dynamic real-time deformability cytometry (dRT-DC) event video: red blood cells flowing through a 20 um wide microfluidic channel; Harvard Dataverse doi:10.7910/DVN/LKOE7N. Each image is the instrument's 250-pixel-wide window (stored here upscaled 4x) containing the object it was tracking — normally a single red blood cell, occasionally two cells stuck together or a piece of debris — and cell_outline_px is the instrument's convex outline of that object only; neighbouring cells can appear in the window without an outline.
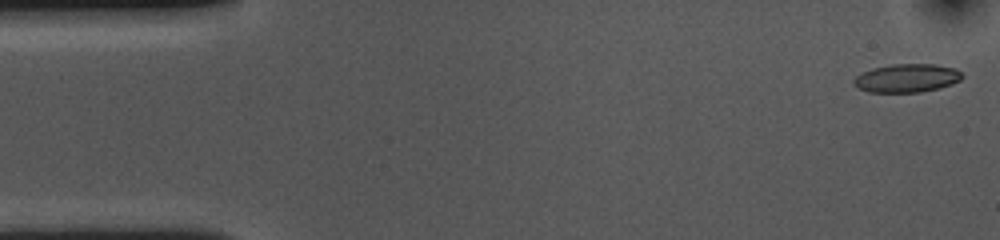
{"species": "common noctule bat (a hibernating species)", "species_latin": "Nyctalus noctula", "temperature_condition": "cold", "stored_images_in_passage": 54, "camera_frame_rate_fps": 3000, "um_per_image_px": 0.085, "animal": {"sex": "female", "body_mass_g": 10.0, "forearm_length_mm": 53.1}, "frame": {"image": 1, "passage_image": 1, "time_ms": 0.0, "image_size_px": [1000, 240], "cell_outline_px": [[964, 76], [960, 80], [952, 84], [940, 88], [920, 92], [868, 92], [852, 84], [852, 80], [856, 76], [872, 68], [892, 64], [936, 64], [956, 68]], "centroid_in_image_um": [77.1, 6.63], "position_along_channel_um": 7.9, "area_um2": 18.03}}
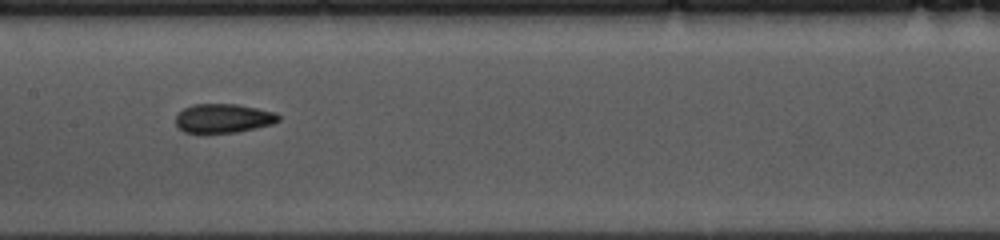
{"frame": {"image": 2, "passage_image": 25, "time_ms": 8.0, "image_size_px": [1000, 240], "cell_outline_px": [[280, 120], [272, 124], [236, 132], [184, 132], [176, 124], [176, 116], [184, 108], [192, 104], [236, 104], [276, 112], [280, 116]], "centroid_in_image_um": [19.0, 10.04], "position_along_channel_um": 188.4, "area_um2": 17.17}}
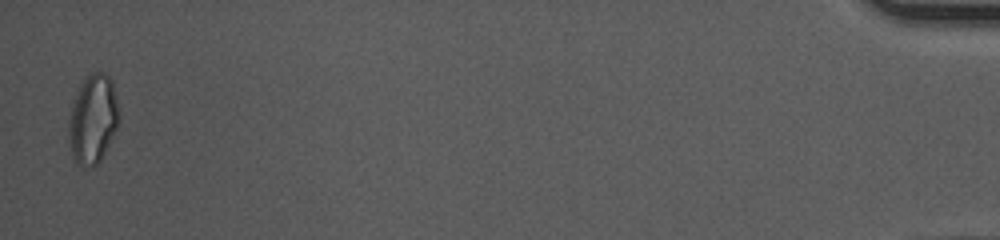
{"frame": {"image": 3, "passage_image": 53, "time_ms": 17.333, "image_size_px": [1000, 240], "cell_outline_px": [[120, 120], [100, 160], [92, 168], [76, 164], [72, 160], [68, 136], [68, 124], [72, 104], [80, 84], [84, 76], [92, 72], [104, 72], [112, 80], [120, 108]], "centroid_in_image_um": [7.89, 10.11], "position_along_channel_um": 427.3, "area_um2": 26.47}, "authors_computed_cell_mechanics": {"area_um2": 17.7735, "velocity_mm_per_s": 3.6133, "shape_relaxation_time_tau1_ms": 9.4734, "shape_relaxation_time_tau2_ms": 2.5263, "deformation_change_tau1": 0.1991, "deformation_change_tau2": 0.0938}}